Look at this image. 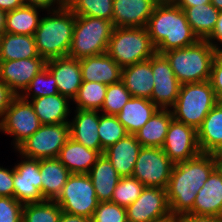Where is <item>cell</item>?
<instances>
[{
  "label": "cell",
  "instance_id": "obj_13",
  "mask_svg": "<svg viewBox=\"0 0 222 222\" xmlns=\"http://www.w3.org/2000/svg\"><path fill=\"white\" fill-rule=\"evenodd\" d=\"M162 149L174 164L197 156L201 153L197 130L173 118L169 124Z\"/></svg>",
  "mask_w": 222,
  "mask_h": 222
},
{
  "label": "cell",
  "instance_id": "obj_51",
  "mask_svg": "<svg viewBox=\"0 0 222 222\" xmlns=\"http://www.w3.org/2000/svg\"><path fill=\"white\" fill-rule=\"evenodd\" d=\"M207 3H211L210 0H176L175 2L178 7H192Z\"/></svg>",
  "mask_w": 222,
  "mask_h": 222
},
{
  "label": "cell",
  "instance_id": "obj_7",
  "mask_svg": "<svg viewBox=\"0 0 222 222\" xmlns=\"http://www.w3.org/2000/svg\"><path fill=\"white\" fill-rule=\"evenodd\" d=\"M113 29L112 21L88 16H76L68 56L80 60L106 53Z\"/></svg>",
  "mask_w": 222,
  "mask_h": 222
},
{
  "label": "cell",
  "instance_id": "obj_46",
  "mask_svg": "<svg viewBox=\"0 0 222 222\" xmlns=\"http://www.w3.org/2000/svg\"><path fill=\"white\" fill-rule=\"evenodd\" d=\"M16 96L3 81H0V120Z\"/></svg>",
  "mask_w": 222,
  "mask_h": 222
},
{
  "label": "cell",
  "instance_id": "obj_35",
  "mask_svg": "<svg viewBox=\"0 0 222 222\" xmlns=\"http://www.w3.org/2000/svg\"><path fill=\"white\" fill-rule=\"evenodd\" d=\"M67 7L76 16L112 21L113 0H67Z\"/></svg>",
  "mask_w": 222,
  "mask_h": 222
},
{
  "label": "cell",
  "instance_id": "obj_19",
  "mask_svg": "<svg viewBox=\"0 0 222 222\" xmlns=\"http://www.w3.org/2000/svg\"><path fill=\"white\" fill-rule=\"evenodd\" d=\"M79 64L85 82L111 85L121 80L122 68L107 53L82 58Z\"/></svg>",
  "mask_w": 222,
  "mask_h": 222
},
{
  "label": "cell",
  "instance_id": "obj_8",
  "mask_svg": "<svg viewBox=\"0 0 222 222\" xmlns=\"http://www.w3.org/2000/svg\"><path fill=\"white\" fill-rule=\"evenodd\" d=\"M55 201L62 212L90 219L99 203L88 174H71Z\"/></svg>",
  "mask_w": 222,
  "mask_h": 222
},
{
  "label": "cell",
  "instance_id": "obj_24",
  "mask_svg": "<svg viewBox=\"0 0 222 222\" xmlns=\"http://www.w3.org/2000/svg\"><path fill=\"white\" fill-rule=\"evenodd\" d=\"M121 81L132 97L151 99L154 86L151 58L123 67Z\"/></svg>",
  "mask_w": 222,
  "mask_h": 222
},
{
  "label": "cell",
  "instance_id": "obj_45",
  "mask_svg": "<svg viewBox=\"0 0 222 222\" xmlns=\"http://www.w3.org/2000/svg\"><path fill=\"white\" fill-rule=\"evenodd\" d=\"M24 5L54 11L67 6V0H23ZM56 4V5H55ZM54 5L56 7H54Z\"/></svg>",
  "mask_w": 222,
  "mask_h": 222
},
{
  "label": "cell",
  "instance_id": "obj_34",
  "mask_svg": "<svg viewBox=\"0 0 222 222\" xmlns=\"http://www.w3.org/2000/svg\"><path fill=\"white\" fill-rule=\"evenodd\" d=\"M107 86L104 83L83 81L77 96L73 99L76 109L99 111L105 99Z\"/></svg>",
  "mask_w": 222,
  "mask_h": 222
},
{
  "label": "cell",
  "instance_id": "obj_49",
  "mask_svg": "<svg viewBox=\"0 0 222 222\" xmlns=\"http://www.w3.org/2000/svg\"><path fill=\"white\" fill-rule=\"evenodd\" d=\"M24 5L23 0H0V10L12 11Z\"/></svg>",
  "mask_w": 222,
  "mask_h": 222
},
{
  "label": "cell",
  "instance_id": "obj_53",
  "mask_svg": "<svg viewBox=\"0 0 222 222\" xmlns=\"http://www.w3.org/2000/svg\"><path fill=\"white\" fill-rule=\"evenodd\" d=\"M6 11L0 10V37L6 32Z\"/></svg>",
  "mask_w": 222,
  "mask_h": 222
},
{
  "label": "cell",
  "instance_id": "obj_29",
  "mask_svg": "<svg viewBox=\"0 0 222 222\" xmlns=\"http://www.w3.org/2000/svg\"><path fill=\"white\" fill-rule=\"evenodd\" d=\"M88 175L92 180L98 202L111 201L120 176L104 154L97 159Z\"/></svg>",
  "mask_w": 222,
  "mask_h": 222
},
{
  "label": "cell",
  "instance_id": "obj_1",
  "mask_svg": "<svg viewBox=\"0 0 222 222\" xmlns=\"http://www.w3.org/2000/svg\"><path fill=\"white\" fill-rule=\"evenodd\" d=\"M215 169L213 154L202 152L174 164L166 188L170 212L177 216L188 213L193 208L197 193Z\"/></svg>",
  "mask_w": 222,
  "mask_h": 222
},
{
  "label": "cell",
  "instance_id": "obj_26",
  "mask_svg": "<svg viewBox=\"0 0 222 222\" xmlns=\"http://www.w3.org/2000/svg\"><path fill=\"white\" fill-rule=\"evenodd\" d=\"M39 169L41 194L44 200L55 201L71 173L57 158L39 160Z\"/></svg>",
  "mask_w": 222,
  "mask_h": 222
},
{
  "label": "cell",
  "instance_id": "obj_54",
  "mask_svg": "<svg viewBox=\"0 0 222 222\" xmlns=\"http://www.w3.org/2000/svg\"><path fill=\"white\" fill-rule=\"evenodd\" d=\"M216 170L221 174L222 176V154H213Z\"/></svg>",
  "mask_w": 222,
  "mask_h": 222
},
{
  "label": "cell",
  "instance_id": "obj_44",
  "mask_svg": "<svg viewBox=\"0 0 222 222\" xmlns=\"http://www.w3.org/2000/svg\"><path fill=\"white\" fill-rule=\"evenodd\" d=\"M0 196L14 197L13 168L0 167Z\"/></svg>",
  "mask_w": 222,
  "mask_h": 222
},
{
  "label": "cell",
  "instance_id": "obj_5",
  "mask_svg": "<svg viewBox=\"0 0 222 222\" xmlns=\"http://www.w3.org/2000/svg\"><path fill=\"white\" fill-rule=\"evenodd\" d=\"M218 103L210 81L181 84L173 110V118L196 130Z\"/></svg>",
  "mask_w": 222,
  "mask_h": 222
},
{
  "label": "cell",
  "instance_id": "obj_37",
  "mask_svg": "<svg viewBox=\"0 0 222 222\" xmlns=\"http://www.w3.org/2000/svg\"><path fill=\"white\" fill-rule=\"evenodd\" d=\"M98 134L101 143V155L109 146L124 138L128 133L118 121L116 115L99 113Z\"/></svg>",
  "mask_w": 222,
  "mask_h": 222
},
{
  "label": "cell",
  "instance_id": "obj_40",
  "mask_svg": "<svg viewBox=\"0 0 222 222\" xmlns=\"http://www.w3.org/2000/svg\"><path fill=\"white\" fill-rule=\"evenodd\" d=\"M131 97L132 95L121 80L108 85L102 108L99 111L107 115H117Z\"/></svg>",
  "mask_w": 222,
  "mask_h": 222
},
{
  "label": "cell",
  "instance_id": "obj_42",
  "mask_svg": "<svg viewBox=\"0 0 222 222\" xmlns=\"http://www.w3.org/2000/svg\"><path fill=\"white\" fill-rule=\"evenodd\" d=\"M23 206L14 197L0 196V222H22Z\"/></svg>",
  "mask_w": 222,
  "mask_h": 222
},
{
  "label": "cell",
  "instance_id": "obj_17",
  "mask_svg": "<svg viewBox=\"0 0 222 222\" xmlns=\"http://www.w3.org/2000/svg\"><path fill=\"white\" fill-rule=\"evenodd\" d=\"M45 67L56 79L59 94L72 101L83 82L79 60L69 56L50 59Z\"/></svg>",
  "mask_w": 222,
  "mask_h": 222
},
{
  "label": "cell",
  "instance_id": "obj_27",
  "mask_svg": "<svg viewBox=\"0 0 222 222\" xmlns=\"http://www.w3.org/2000/svg\"><path fill=\"white\" fill-rule=\"evenodd\" d=\"M69 98L61 94L29 99L42 125L69 123Z\"/></svg>",
  "mask_w": 222,
  "mask_h": 222
},
{
  "label": "cell",
  "instance_id": "obj_12",
  "mask_svg": "<svg viewBox=\"0 0 222 222\" xmlns=\"http://www.w3.org/2000/svg\"><path fill=\"white\" fill-rule=\"evenodd\" d=\"M151 70L154 86L150 100L160 109L172 108L179 95L181 83L174 75L169 61L163 54L155 53L151 57Z\"/></svg>",
  "mask_w": 222,
  "mask_h": 222
},
{
  "label": "cell",
  "instance_id": "obj_16",
  "mask_svg": "<svg viewBox=\"0 0 222 222\" xmlns=\"http://www.w3.org/2000/svg\"><path fill=\"white\" fill-rule=\"evenodd\" d=\"M46 66V61L36 58L0 61V81H3L17 96L29 86L31 80Z\"/></svg>",
  "mask_w": 222,
  "mask_h": 222
},
{
  "label": "cell",
  "instance_id": "obj_30",
  "mask_svg": "<svg viewBox=\"0 0 222 222\" xmlns=\"http://www.w3.org/2000/svg\"><path fill=\"white\" fill-rule=\"evenodd\" d=\"M173 113L171 109H158L135 134L142 147L162 148Z\"/></svg>",
  "mask_w": 222,
  "mask_h": 222
},
{
  "label": "cell",
  "instance_id": "obj_55",
  "mask_svg": "<svg viewBox=\"0 0 222 222\" xmlns=\"http://www.w3.org/2000/svg\"><path fill=\"white\" fill-rule=\"evenodd\" d=\"M211 4L219 11H222V0H210Z\"/></svg>",
  "mask_w": 222,
  "mask_h": 222
},
{
  "label": "cell",
  "instance_id": "obj_52",
  "mask_svg": "<svg viewBox=\"0 0 222 222\" xmlns=\"http://www.w3.org/2000/svg\"><path fill=\"white\" fill-rule=\"evenodd\" d=\"M149 222H179V217L177 215L170 213L164 217L151 220Z\"/></svg>",
  "mask_w": 222,
  "mask_h": 222
},
{
  "label": "cell",
  "instance_id": "obj_33",
  "mask_svg": "<svg viewBox=\"0 0 222 222\" xmlns=\"http://www.w3.org/2000/svg\"><path fill=\"white\" fill-rule=\"evenodd\" d=\"M39 8L23 5L7 12L6 32L10 34L34 35L39 26Z\"/></svg>",
  "mask_w": 222,
  "mask_h": 222
},
{
  "label": "cell",
  "instance_id": "obj_41",
  "mask_svg": "<svg viewBox=\"0 0 222 222\" xmlns=\"http://www.w3.org/2000/svg\"><path fill=\"white\" fill-rule=\"evenodd\" d=\"M127 219L126 208L114 202H99L91 222H124Z\"/></svg>",
  "mask_w": 222,
  "mask_h": 222
},
{
  "label": "cell",
  "instance_id": "obj_9",
  "mask_svg": "<svg viewBox=\"0 0 222 222\" xmlns=\"http://www.w3.org/2000/svg\"><path fill=\"white\" fill-rule=\"evenodd\" d=\"M69 138V123L41 125L16 150L20 153L21 157L30 159L57 158L61 148Z\"/></svg>",
  "mask_w": 222,
  "mask_h": 222
},
{
  "label": "cell",
  "instance_id": "obj_14",
  "mask_svg": "<svg viewBox=\"0 0 222 222\" xmlns=\"http://www.w3.org/2000/svg\"><path fill=\"white\" fill-rule=\"evenodd\" d=\"M23 158L13 167L14 198L23 205L43 202L39 160Z\"/></svg>",
  "mask_w": 222,
  "mask_h": 222
},
{
  "label": "cell",
  "instance_id": "obj_6",
  "mask_svg": "<svg viewBox=\"0 0 222 222\" xmlns=\"http://www.w3.org/2000/svg\"><path fill=\"white\" fill-rule=\"evenodd\" d=\"M123 68L156 53L146 27H114L106 52Z\"/></svg>",
  "mask_w": 222,
  "mask_h": 222
},
{
  "label": "cell",
  "instance_id": "obj_50",
  "mask_svg": "<svg viewBox=\"0 0 222 222\" xmlns=\"http://www.w3.org/2000/svg\"><path fill=\"white\" fill-rule=\"evenodd\" d=\"M58 222H91V219L62 212Z\"/></svg>",
  "mask_w": 222,
  "mask_h": 222
},
{
  "label": "cell",
  "instance_id": "obj_23",
  "mask_svg": "<svg viewBox=\"0 0 222 222\" xmlns=\"http://www.w3.org/2000/svg\"><path fill=\"white\" fill-rule=\"evenodd\" d=\"M100 156L97 150L87 148L70 137L57 159L71 174H88Z\"/></svg>",
  "mask_w": 222,
  "mask_h": 222
},
{
  "label": "cell",
  "instance_id": "obj_48",
  "mask_svg": "<svg viewBox=\"0 0 222 222\" xmlns=\"http://www.w3.org/2000/svg\"><path fill=\"white\" fill-rule=\"evenodd\" d=\"M178 217L179 222H222V216H199L185 213Z\"/></svg>",
  "mask_w": 222,
  "mask_h": 222
},
{
  "label": "cell",
  "instance_id": "obj_20",
  "mask_svg": "<svg viewBox=\"0 0 222 222\" xmlns=\"http://www.w3.org/2000/svg\"><path fill=\"white\" fill-rule=\"evenodd\" d=\"M141 144L135 135L127 134L104 150V155L109 159L120 177H132Z\"/></svg>",
  "mask_w": 222,
  "mask_h": 222
},
{
  "label": "cell",
  "instance_id": "obj_4",
  "mask_svg": "<svg viewBox=\"0 0 222 222\" xmlns=\"http://www.w3.org/2000/svg\"><path fill=\"white\" fill-rule=\"evenodd\" d=\"M217 51L207 40L163 53L181 84L209 81Z\"/></svg>",
  "mask_w": 222,
  "mask_h": 222
},
{
  "label": "cell",
  "instance_id": "obj_21",
  "mask_svg": "<svg viewBox=\"0 0 222 222\" xmlns=\"http://www.w3.org/2000/svg\"><path fill=\"white\" fill-rule=\"evenodd\" d=\"M199 216H222V176L215 169L205 181L188 212Z\"/></svg>",
  "mask_w": 222,
  "mask_h": 222
},
{
  "label": "cell",
  "instance_id": "obj_36",
  "mask_svg": "<svg viewBox=\"0 0 222 222\" xmlns=\"http://www.w3.org/2000/svg\"><path fill=\"white\" fill-rule=\"evenodd\" d=\"M61 213L56 201L29 203L23 206L22 222H58Z\"/></svg>",
  "mask_w": 222,
  "mask_h": 222
},
{
  "label": "cell",
  "instance_id": "obj_22",
  "mask_svg": "<svg viewBox=\"0 0 222 222\" xmlns=\"http://www.w3.org/2000/svg\"><path fill=\"white\" fill-rule=\"evenodd\" d=\"M99 112L92 110H75V116L69 121L70 137L87 148L101 154L98 134Z\"/></svg>",
  "mask_w": 222,
  "mask_h": 222
},
{
  "label": "cell",
  "instance_id": "obj_3",
  "mask_svg": "<svg viewBox=\"0 0 222 222\" xmlns=\"http://www.w3.org/2000/svg\"><path fill=\"white\" fill-rule=\"evenodd\" d=\"M47 13L34 33L37 52L45 61L67 57L76 15L67 6Z\"/></svg>",
  "mask_w": 222,
  "mask_h": 222
},
{
  "label": "cell",
  "instance_id": "obj_32",
  "mask_svg": "<svg viewBox=\"0 0 222 222\" xmlns=\"http://www.w3.org/2000/svg\"><path fill=\"white\" fill-rule=\"evenodd\" d=\"M180 8L199 40H206L213 33L220 11L211 3Z\"/></svg>",
  "mask_w": 222,
  "mask_h": 222
},
{
  "label": "cell",
  "instance_id": "obj_43",
  "mask_svg": "<svg viewBox=\"0 0 222 222\" xmlns=\"http://www.w3.org/2000/svg\"><path fill=\"white\" fill-rule=\"evenodd\" d=\"M209 81L219 99L222 96V51L217 52L214 57Z\"/></svg>",
  "mask_w": 222,
  "mask_h": 222
},
{
  "label": "cell",
  "instance_id": "obj_57",
  "mask_svg": "<svg viewBox=\"0 0 222 222\" xmlns=\"http://www.w3.org/2000/svg\"><path fill=\"white\" fill-rule=\"evenodd\" d=\"M213 154H222V147L217 152H214Z\"/></svg>",
  "mask_w": 222,
  "mask_h": 222
},
{
  "label": "cell",
  "instance_id": "obj_58",
  "mask_svg": "<svg viewBox=\"0 0 222 222\" xmlns=\"http://www.w3.org/2000/svg\"><path fill=\"white\" fill-rule=\"evenodd\" d=\"M218 102L222 104V96L218 99Z\"/></svg>",
  "mask_w": 222,
  "mask_h": 222
},
{
  "label": "cell",
  "instance_id": "obj_18",
  "mask_svg": "<svg viewBox=\"0 0 222 222\" xmlns=\"http://www.w3.org/2000/svg\"><path fill=\"white\" fill-rule=\"evenodd\" d=\"M155 6L153 0H113V26L146 27Z\"/></svg>",
  "mask_w": 222,
  "mask_h": 222
},
{
  "label": "cell",
  "instance_id": "obj_15",
  "mask_svg": "<svg viewBox=\"0 0 222 222\" xmlns=\"http://www.w3.org/2000/svg\"><path fill=\"white\" fill-rule=\"evenodd\" d=\"M170 213L167 191L160 187H145L126 208L127 220L133 222H149Z\"/></svg>",
  "mask_w": 222,
  "mask_h": 222
},
{
  "label": "cell",
  "instance_id": "obj_2",
  "mask_svg": "<svg viewBox=\"0 0 222 222\" xmlns=\"http://www.w3.org/2000/svg\"><path fill=\"white\" fill-rule=\"evenodd\" d=\"M156 53L195 44L199 39L176 4H156L146 26Z\"/></svg>",
  "mask_w": 222,
  "mask_h": 222
},
{
  "label": "cell",
  "instance_id": "obj_47",
  "mask_svg": "<svg viewBox=\"0 0 222 222\" xmlns=\"http://www.w3.org/2000/svg\"><path fill=\"white\" fill-rule=\"evenodd\" d=\"M206 40L215 48L217 52L222 51L220 46H218L220 44L222 45V11L219 12L218 20L213 33ZM215 41L219 42L220 44Z\"/></svg>",
  "mask_w": 222,
  "mask_h": 222
},
{
  "label": "cell",
  "instance_id": "obj_11",
  "mask_svg": "<svg viewBox=\"0 0 222 222\" xmlns=\"http://www.w3.org/2000/svg\"><path fill=\"white\" fill-rule=\"evenodd\" d=\"M41 125L30 101L16 96L0 120V132L14 136L13 144L17 149Z\"/></svg>",
  "mask_w": 222,
  "mask_h": 222
},
{
  "label": "cell",
  "instance_id": "obj_25",
  "mask_svg": "<svg viewBox=\"0 0 222 222\" xmlns=\"http://www.w3.org/2000/svg\"><path fill=\"white\" fill-rule=\"evenodd\" d=\"M158 109L150 99L131 97L116 117L128 134L135 135Z\"/></svg>",
  "mask_w": 222,
  "mask_h": 222
},
{
  "label": "cell",
  "instance_id": "obj_56",
  "mask_svg": "<svg viewBox=\"0 0 222 222\" xmlns=\"http://www.w3.org/2000/svg\"><path fill=\"white\" fill-rule=\"evenodd\" d=\"M156 4H175L176 0H153Z\"/></svg>",
  "mask_w": 222,
  "mask_h": 222
},
{
  "label": "cell",
  "instance_id": "obj_31",
  "mask_svg": "<svg viewBox=\"0 0 222 222\" xmlns=\"http://www.w3.org/2000/svg\"><path fill=\"white\" fill-rule=\"evenodd\" d=\"M38 56L34 35L5 32L0 37V61L36 58Z\"/></svg>",
  "mask_w": 222,
  "mask_h": 222
},
{
  "label": "cell",
  "instance_id": "obj_28",
  "mask_svg": "<svg viewBox=\"0 0 222 222\" xmlns=\"http://www.w3.org/2000/svg\"><path fill=\"white\" fill-rule=\"evenodd\" d=\"M197 139L202 153L213 154L222 147V104L219 102L197 129Z\"/></svg>",
  "mask_w": 222,
  "mask_h": 222
},
{
  "label": "cell",
  "instance_id": "obj_39",
  "mask_svg": "<svg viewBox=\"0 0 222 222\" xmlns=\"http://www.w3.org/2000/svg\"><path fill=\"white\" fill-rule=\"evenodd\" d=\"M145 186L134 177H120L111 202L127 208L140 195Z\"/></svg>",
  "mask_w": 222,
  "mask_h": 222
},
{
  "label": "cell",
  "instance_id": "obj_10",
  "mask_svg": "<svg viewBox=\"0 0 222 222\" xmlns=\"http://www.w3.org/2000/svg\"><path fill=\"white\" fill-rule=\"evenodd\" d=\"M174 163L160 147H142L139 151L132 177L145 187L166 189Z\"/></svg>",
  "mask_w": 222,
  "mask_h": 222
},
{
  "label": "cell",
  "instance_id": "obj_38",
  "mask_svg": "<svg viewBox=\"0 0 222 222\" xmlns=\"http://www.w3.org/2000/svg\"><path fill=\"white\" fill-rule=\"evenodd\" d=\"M59 94L56 79L45 67L30 82L29 86L21 93L24 100Z\"/></svg>",
  "mask_w": 222,
  "mask_h": 222
}]
</instances>
